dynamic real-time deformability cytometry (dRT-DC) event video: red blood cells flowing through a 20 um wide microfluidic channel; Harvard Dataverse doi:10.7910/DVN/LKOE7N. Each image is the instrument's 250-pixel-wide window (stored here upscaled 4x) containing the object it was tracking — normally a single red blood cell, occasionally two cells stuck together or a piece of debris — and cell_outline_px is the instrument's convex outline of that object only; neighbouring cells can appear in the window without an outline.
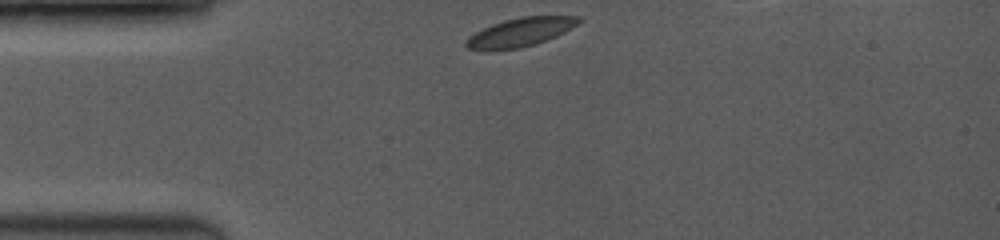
{"species": "common noctule bat (a hibernating species)", "species_latin": "Nyctalus noctula", "temperature_condition": "room temperature", "stored_images_in_passage": 11, "camera_frame_rate_fps": 3500, "um_per_image_px": 0.085, "animal": {"sex": "female", "body_mass_g": 19.0, "forearm_length_mm": 53.3}, "frame": {"image": 1, "passage_image": 1, "time_ms": 0.0, "image_size_px": [1000, 240], "cell_outline_px": [[584, 20], [564, 32], [556, 36], [536, 44], [516, 48], [468, 48], [464, 44], [464, 40], [468, 36], [492, 24], [504, 20], [520, 16], [580, 16]], "centroid_in_image_um": [44.29, 2.69], "position_along_channel_um": 40.7, "area_um2": 18.38}}
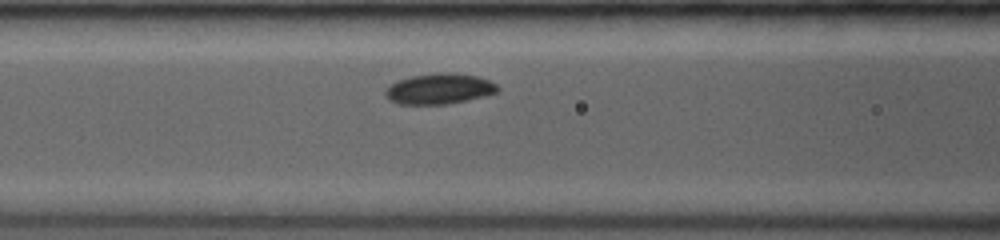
{"frame": {"image": 2, "passage_image": 7, "time_ms": 2.857, "image_size_px": [1000, 240], "cell_outline_px": [[500, 92], [484, 96], [448, 104], [400, 104], [388, 100], [384, 92], [392, 84], [400, 80], [412, 76], [436, 72], [456, 72], [476, 76], [488, 80], [496, 84], [500, 88]], "centroid_in_image_um": [37.38, 7.54], "position_along_channel_um": 129.2, "area_um2": 20.06}}
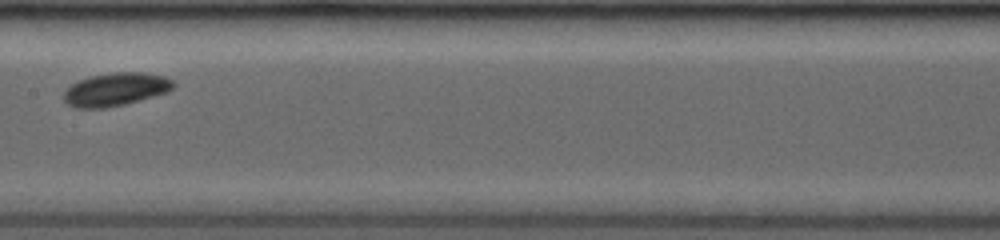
{"frame": {"image": 3, "passage_image": 10, "time_ms": 4.571, "image_size_px": [1000, 240], "cell_outline_px": [[176, 84], [168, 92], [124, 104], [104, 108], [76, 108], [68, 104], [64, 100], [64, 92], [72, 84], [88, 76], [112, 72], [144, 72], [164, 76], [172, 80]], "centroid_in_image_um": [9.84, 7.58], "position_along_channel_um": 197.6, "area_um2": 21.1}}